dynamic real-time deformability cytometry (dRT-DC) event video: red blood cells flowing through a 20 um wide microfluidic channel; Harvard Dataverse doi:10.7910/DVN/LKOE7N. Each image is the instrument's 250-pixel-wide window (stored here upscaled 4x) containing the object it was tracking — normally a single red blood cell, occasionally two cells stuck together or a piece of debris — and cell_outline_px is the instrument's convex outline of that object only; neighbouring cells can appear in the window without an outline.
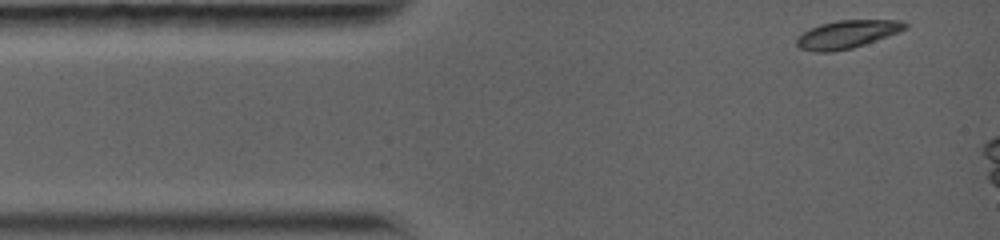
{"species": "common noctule bat (a hibernating species)", "species_latin": "Nyctalus noctula", "temperature_condition": "warm", "stored_images_in_passage": 3, "camera_frame_rate_fps": 5000, "um_per_image_px": 0.085, "animal": {"sex": "female", "body_mass_g": 19.0, "forearm_length_mm": 56.7}, "frame": {"image": 1, "passage_image": 1, "time_ms": 0.0, "image_size_px": [1000, 240], "cell_outline_px": [[908, 28], [864, 44], [852, 48], [832, 52], [812, 52], [800, 48], [796, 44], [796, 36], [820, 24], [836, 20], [900, 20], [908, 24]], "centroid_in_image_um": [71.96, 2.92], "position_along_channel_um": 13.0, "area_um2": 17.57}}